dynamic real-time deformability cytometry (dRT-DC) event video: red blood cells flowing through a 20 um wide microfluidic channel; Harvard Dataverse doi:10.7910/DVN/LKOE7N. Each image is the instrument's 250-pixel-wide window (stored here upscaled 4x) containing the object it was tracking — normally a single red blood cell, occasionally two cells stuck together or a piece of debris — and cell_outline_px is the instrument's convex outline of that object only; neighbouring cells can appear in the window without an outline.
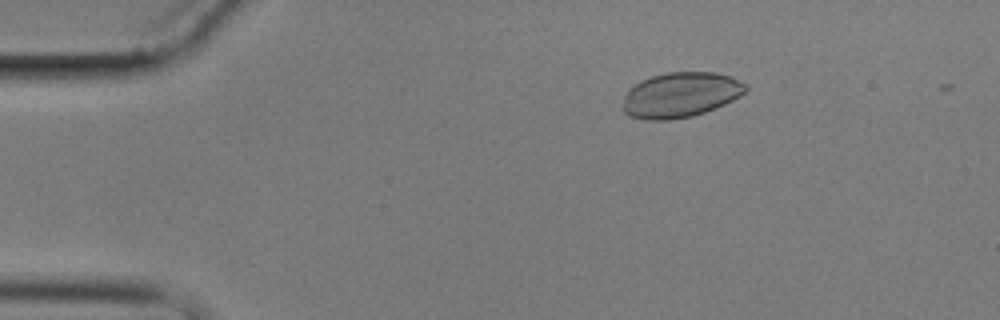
{"species": "common noctule bat (a hibernating species)", "species_latin": "Nyctalus noctula", "temperature_condition": "cold", "stored_images_in_passage": 3, "camera_frame_rate_fps": 3000, "um_per_image_px": 0.085, "animal": {"sex": "male", "body_mass_g": 17.9}, "frame": {"image": 1, "passage_image": 1, "time_ms": 0.0, "image_size_px": [1000, 320], "cell_outline_px": [[748, 88], [740, 96], [724, 104], [704, 112], [692, 116], [668, 120], [644, 120], [628, 116], [620, 108], [624, 96], [628, 88], [640, 80], [652, 76], [668, 72], [716, 72], [732, 76], [748, 84]], "centroid_in_image_um": [57.81, 8.06], "position_along_channel_um": 27.2, "area_um2": 32.77}}